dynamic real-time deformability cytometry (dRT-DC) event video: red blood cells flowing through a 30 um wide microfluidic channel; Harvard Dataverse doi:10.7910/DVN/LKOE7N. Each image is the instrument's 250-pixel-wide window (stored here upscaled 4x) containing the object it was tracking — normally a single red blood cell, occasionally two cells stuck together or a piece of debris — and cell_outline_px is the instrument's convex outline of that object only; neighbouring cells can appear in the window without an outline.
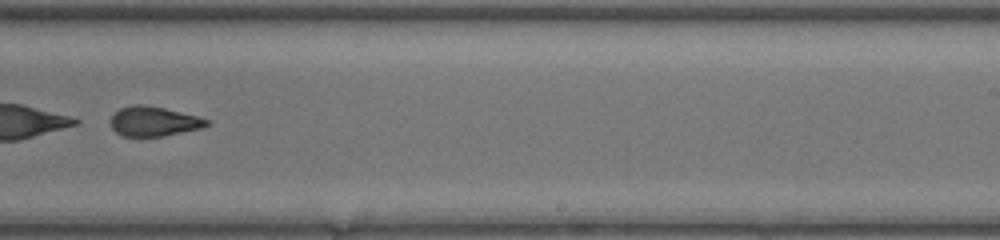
{"species": "common noctule bat (a hibernating species)", "species_latin": "Nyctalus noctula", "temperature_condition": "room temperature", "stored_images_in_passage": 49, "camera_frame_rate_fps": 3000, "um_per_image_px": 0.085, "animal": {"sex": "female", "body_mass_g": 20.0, "forearm_length_mm": 54.0}, "frame": {"image": 1, "passage_image": 34, "time_ms": 11.0, "image_size_px": [1000, 240], "cell_outline_px": [[212, 124], [200, 128], [160, 136], [120, 136], [112, 128], [112, 116], [120, 108], [132, 104], [144, 104], [164, 108], [212, 120]], "centroid_in_image_um": [13.08, 10.3], "position_along_channel_um": 275.9, "area_um2": 16.47}}